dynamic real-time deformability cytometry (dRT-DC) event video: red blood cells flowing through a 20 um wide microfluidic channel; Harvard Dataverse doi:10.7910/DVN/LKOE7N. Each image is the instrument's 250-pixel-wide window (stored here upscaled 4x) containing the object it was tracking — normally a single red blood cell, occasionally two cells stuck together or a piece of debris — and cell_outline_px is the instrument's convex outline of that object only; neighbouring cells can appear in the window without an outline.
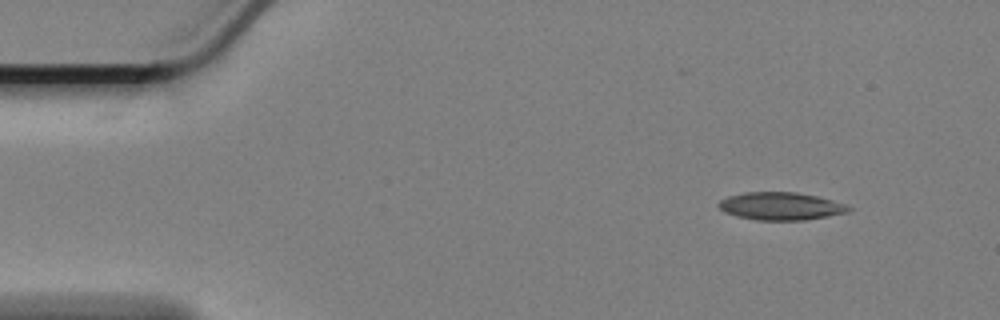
{"species": "Egyptian fruit bat (a non-hibernating species)", "species_latin": "Rousettus aegyptiacus", "temperature_condition": "cold", "stored_images_in_passage": 53, "camera_frame_rate_fps": 3000, "um_per_image_px": 0.085, "animal": {"sex": "female"}, "frame": {"image": 1, "passage_image": 1, "time_ms": 0.0, "image_size_px": [1000, 320], "cell_outline_px": [[852, 208], [848, 212], [828, 216], [804, 220], [756, 220], [736, 216], [724, 212], [716, 204], [720, 200], [728, 196], [744, 192], [796, 192], [816, 196], [848, 204]], "centroid_in_image_um": [66.36, 17.52], "position_along_channel_um": 18.6, "area_um2": 21.1}}
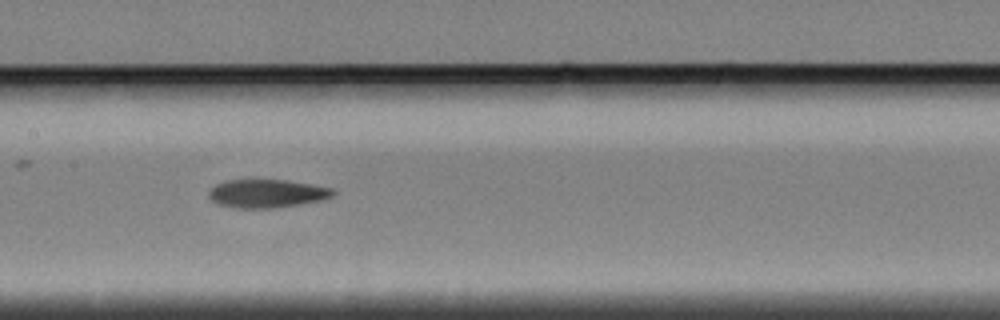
{"frame": {"image": 2, "passage_image": 23, "time_ms": 7.333, "image_size_px": [1000, 320], "cell_outline_px": [[336, 192], [332, 196], [320, 200], [300, 204], [276, 208], [232, 208], [216, 204], [208, 196], [208, 192], [216, 184], [224, 180], [284, 180], [332, 188]], "centroid_in_image_um": [22.63, 16.46], "position_along_channel_um": 184.8, "area_um2": 20.46}}
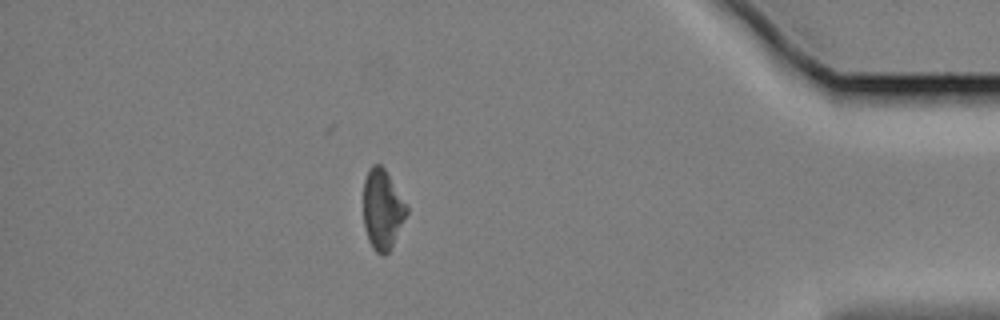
{"frame": {"image": 3, "passage_image": 46, "time_ms": 15.0, "image_size_px": [1000, 320], "cell_outline_px": [[408, 212], [388, 252], [384, 256], [380, 256], [372, 248], [368, 240], [364, 228], [364, 180], [368, 168], [372, 164], [380, 164], [384, 168], [408, 204]], "centroid_in_image_um": [32.5, 17.78], "position_along_channel_um": 402.7, "area_um2": 20.29}, "authors_computed_cell_mechanics": {"area_um2": 20.9236, "velocity_mm_per_s": 3.3946, "shape_relaxation_time_tau1_ms": 6.108, "shape_relaxation_time_tau2_ms": 5.2117, "deformation_change_tau1": 0.1559, "deformation_change_tau2": 0.1342}}